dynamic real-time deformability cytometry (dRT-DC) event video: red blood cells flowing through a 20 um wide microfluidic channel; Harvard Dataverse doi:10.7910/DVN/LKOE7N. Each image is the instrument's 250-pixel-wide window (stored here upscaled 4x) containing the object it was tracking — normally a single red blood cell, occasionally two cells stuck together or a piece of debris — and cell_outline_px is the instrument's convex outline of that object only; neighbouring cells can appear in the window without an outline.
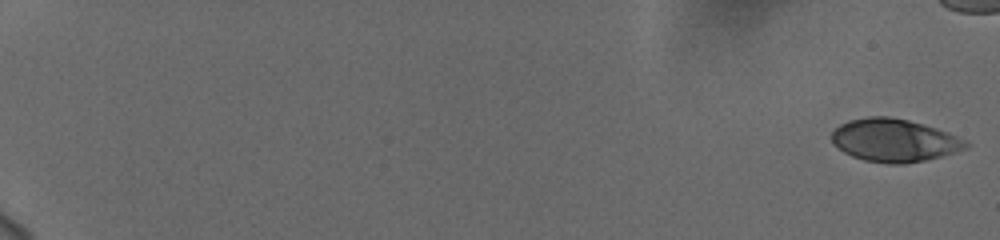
{"species": "human", "species_latin": "Homo sapiens", "temperature_condition": "cold", "stored_images_in_passage": 54, "camera_frame_rate_fps": 3000, "um_per_image_px": 0.085, "donor": {"sex": "female"}, "frame": {"image": 1, "passage_image": 1, "time_ms": 0.0, "image_size_px": [1000, 240], "cell_outline_px": [[972, 144], [968, 148], [940, 156], [924, 160], [904, 164], [888, 164], [864, 160], [852, 156], [844, 152], [832, 144], [832, 132], [840, 124], [848, 120], [868, 116], [888, 116], [908, 120], [936, 128], [948, 132]], "centroid_in_image_um": [75.99, 11.93], "position_along_channel_um": 9.0, "area_um2": 33.52}}
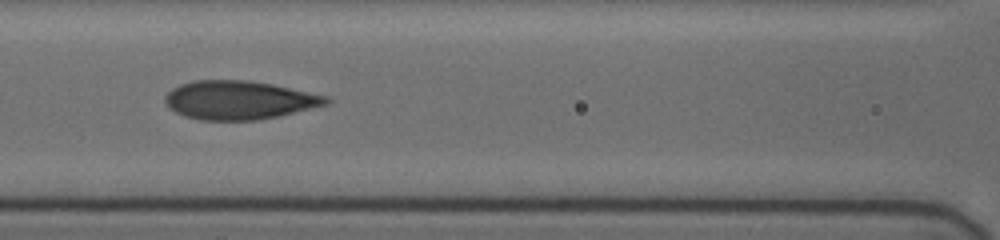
{"frame": {"image": 2, "passage_image": 30, "time_ms": 9.667, "image_size_px": [1000, 240], "cell_outline_px": [[332, 100], [328, 104], [280, 116], [260, 120], [200, 120], [184, 116], [168, 108], [164, 100], [164, 96], [172, 88], [180, 84], [196, 80], [244, 80], [272, 84], [328, 96]], "centroid_in_image_um": [20.31, 8.51], "position_along_channel_um": 146.3, "area_um2": 36.41}}
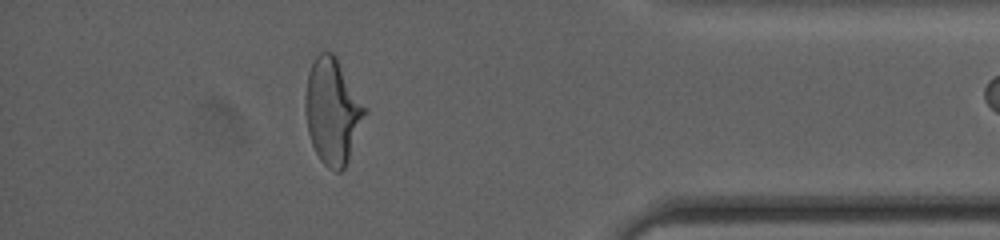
{"frame": {"image": 3, "passage_image": 53, "time_ms": 17.333, "image_size_px": [1000, 240], "cell_outline_px": [[368, 112], [348, 160], [344, 168], [340, 172], [336, 172], [328, 168], [320, 160], [312, 144], [308, 132], [304, 108], [304, 96], [308, 72], [316, 56], [320, 52], [332, 52], [336, 56], [368, 108]], "centroid_in_image_um": [28.28, 9.44], "position_along_channel_um": 406.9, "area_um2": 37.11}}